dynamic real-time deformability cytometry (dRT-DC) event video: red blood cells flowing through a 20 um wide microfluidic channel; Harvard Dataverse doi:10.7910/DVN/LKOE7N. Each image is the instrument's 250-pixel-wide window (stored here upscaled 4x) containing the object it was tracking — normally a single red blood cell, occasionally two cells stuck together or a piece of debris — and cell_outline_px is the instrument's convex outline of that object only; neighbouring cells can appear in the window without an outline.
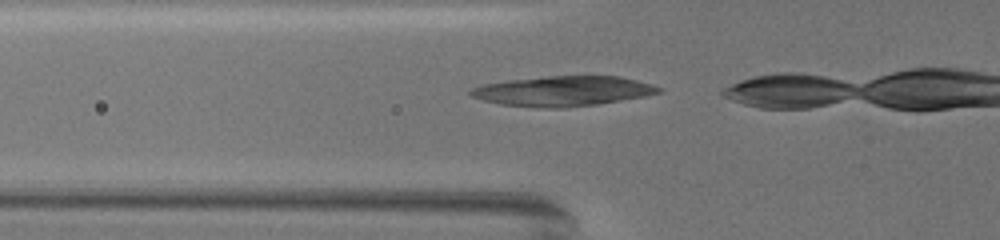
{"species": "common noctule bat (a hibernating species)", "species_latin": "Nyctalus noctula", "temperature_condition": "warm", "stored_images_in_passage": 4, "camera_frame_rate_fps": 3000, "um_per_image_px": 0.085, "animal": {"sex": "female", "body_mass_g": 19.5, "forearm_length_mm": 54.1}, "frame": {"image": 1, "passage_image": 2, "time_ms": 0.333, "image_size_px": [1000, 240], "cell_outline_px": [[664, 88], [660, 92], [644, 96], [596, 104], [564, 108], [544, 108], [500, 104], [484, 100], [472, 96], [468, 92], [472, 88], [484, 84], [508, 80], [544, 76], [620, 76], [636, 80]], "centroid_in_image_um": [47.85, 7.74], "position_along_channel_um": 78.0, "area_um2": 32.66}}